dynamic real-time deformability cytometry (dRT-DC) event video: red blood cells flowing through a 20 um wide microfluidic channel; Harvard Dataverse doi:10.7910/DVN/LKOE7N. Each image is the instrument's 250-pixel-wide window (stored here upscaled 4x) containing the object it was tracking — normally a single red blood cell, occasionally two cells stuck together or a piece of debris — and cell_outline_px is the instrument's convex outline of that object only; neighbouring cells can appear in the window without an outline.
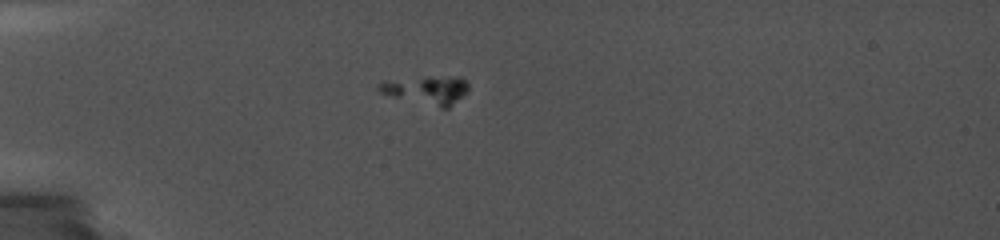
{"species": "common noctule bat (a hibernating species)", "species_latin": "Nyctalus noctula", "temperature_condition": "cold", "stored_images_in_passage": 37, "camera_frame_rate_fps": 5000, "um_per_image_px": 0.085, "animal": {"sex": "female", "body_mass_g": 19.0, "forearm_length_mm": 56.7}, "frame": {"image": 1, "passage_image": 1, "time_ms": 0.0, "image_size_px": [1000, 240], "cell_outline_px": [[468, 88], [448, 108], [440, 108], [392, 96], [380, 92], [376, 88], [376, 84], [384, 80], [428, 76], [460, 76], [468, 84]], "centroid_in_image_um": [36.21, 7.61], "position_along_channel_um": 48.8, "area_um2": 14.8}}